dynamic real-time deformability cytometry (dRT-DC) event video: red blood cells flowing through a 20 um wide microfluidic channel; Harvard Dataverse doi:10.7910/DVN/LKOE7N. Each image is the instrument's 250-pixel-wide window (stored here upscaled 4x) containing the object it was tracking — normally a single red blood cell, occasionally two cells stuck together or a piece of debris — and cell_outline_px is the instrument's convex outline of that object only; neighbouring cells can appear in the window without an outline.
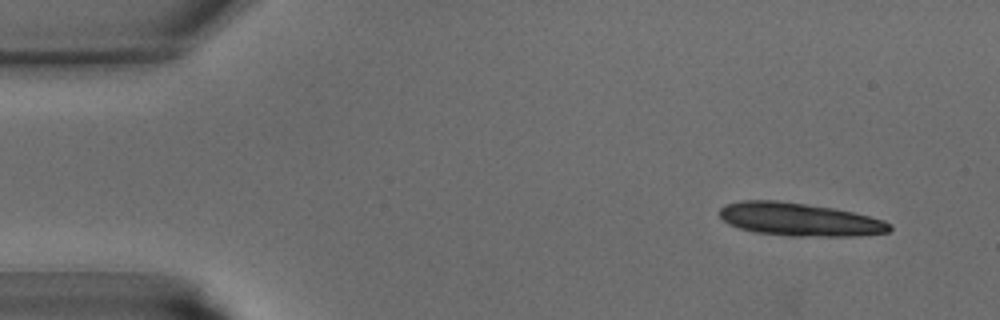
{"species": "common noctule bat (a hibernating species)", "species_latin": "Nyctalus noctula", "temperature_condition": "warm", "stored_images_in_passage": 12, "camera_frame_rate_fps": 3000, "um_per_image_px": 0.085, "animal": {"sex": "male", "body_mass_g": 15.6}, "frame": {"image": 1, "passage_image": 1, "time_ms": 0.0, "image_size_px": [1000, 320], "cell_outline_px": [[892, 228], [888, 232], [856, 236], [788, 236], [756, 232], [740, 228], [728, 224], [720, 216], [720, 208], [724, 204], [740, 200], [776, 200], [832, 208], [852, 212], [884, 220], [892, 224]], "centroid_in_image_um": [67.94, 18.65], "position_along_channel_um": 17.1, "area_um2": 32.71}}